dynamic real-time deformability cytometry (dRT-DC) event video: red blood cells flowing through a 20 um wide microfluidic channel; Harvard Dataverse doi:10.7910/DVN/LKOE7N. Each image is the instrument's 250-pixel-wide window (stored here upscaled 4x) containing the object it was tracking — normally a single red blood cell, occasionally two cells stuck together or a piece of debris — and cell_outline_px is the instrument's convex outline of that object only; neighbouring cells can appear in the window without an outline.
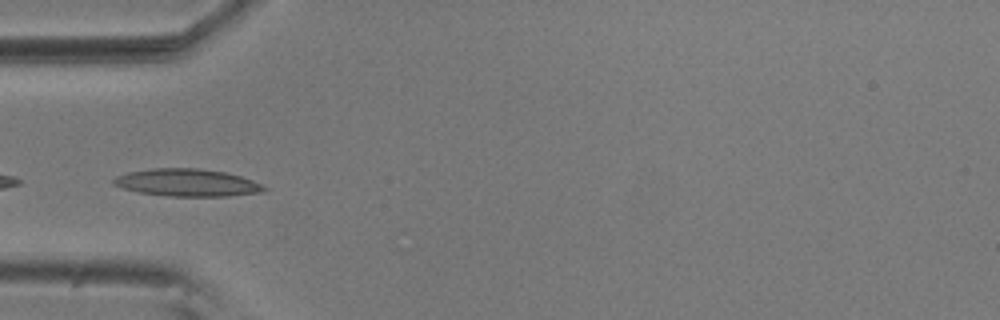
{"species": "common noctule bat (a hibernating species)", "species_latin": "Nyctalus noctula", "temperature_condition": "room temperature", "stored_images_in_passage": 24, "camera_frame_rate_fps": 3000, "um_per_image_px": 0.085, "animal": {"sex": "male", "body_mass_g": 20.5, "forearm_length_mm": 52.5}, "frame": {"image": 1, "passage_image": 1, "time_ms": 0.0, "image_size_px": [1000, 320], "cell_outline_px": [[268, 188], [260, 192], [228, 196], [168, 196], [140, 192], [124, 188], [112, 184], [112, 180], [116, 176], [128, 172], [152, 168], [196, 168], [224, 172], [240, 176], [252, 180]], "centroid_in_image_um": [15.88, 15.52], "position_along_channel_um": 69.1, "area_um2": 23.81}}
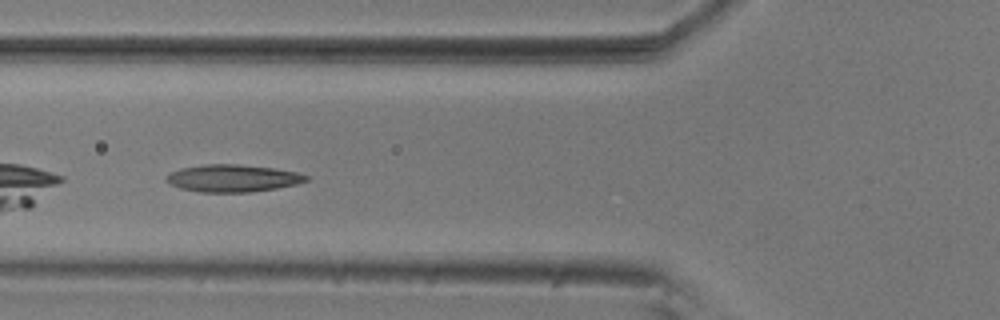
{"frame": {"image": 2, "passage_image": 4, "time_ms": 1.0, "image_size_px": [1000, 320], "cell_outline_px": [[308, 180], [296, 184], [276, 188], [252, 192], [200, 192], [180, 188], [168, 184], [164, 180], [172, 172], [180, 168], [204, 164], [240, 164], [276, 168], [296, 172], [308, 176]], "centroid_in_image_um": [19.77, 15.14], "position_along_channel_um": 106.0, "area_um2": 22.31}}